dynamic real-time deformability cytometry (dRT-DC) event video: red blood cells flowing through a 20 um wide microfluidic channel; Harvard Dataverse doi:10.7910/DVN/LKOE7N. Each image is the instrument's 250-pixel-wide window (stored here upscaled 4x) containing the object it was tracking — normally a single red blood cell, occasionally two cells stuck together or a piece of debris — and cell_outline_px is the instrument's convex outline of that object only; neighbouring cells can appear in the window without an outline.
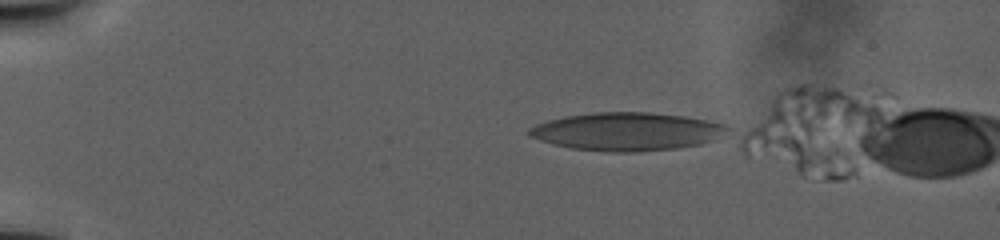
{"species": "human", "species_latin": "Homo sapiens", "temperature_condition": "warm", "stored_images_in_passage": 130, "camera_frame_rate_fps": 3000, "um_per_image_px": 0.085, "donor": {"sex": "male"}, "frame": {"image": 1, "passage_image": 1, "time_ms": 0.0, "image_size_px": [1000, 240], "cell_outline_px": [[728, 128], [712, 140], [700, 144], [676, 148], [636, 152], [604, 152], [572, 148], [552, 144], [528, 136], [524, 132], [528, 128], [536, 124], [548, 120], [564, 116], [596, 112], [648, 112], [684, 116], [708, 120], [724, 124]], "centroid_in_image_um": [53.19, 11.18], "position_along_channel_um": 31.8, "area_um2": 43.99}}
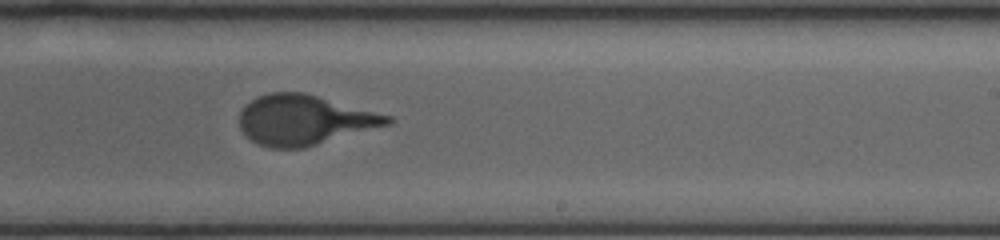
{"frame": {"image": 2, "passage_image": 86, "time_ms": 18.333, "image_size_px": [1000, 240], "cell_outline_px": [[396, 120], [392, 124], [304, 148], [272, 148], [256, 144], [240, 128], [240, 112], [252, 100], [260, 96], [272, 92], [304, 92], [392, 116]], "centroid_in_image_um": [25.92, 10.21], "position_along_channel_um": 263.1, "area_um2": 43.0}}
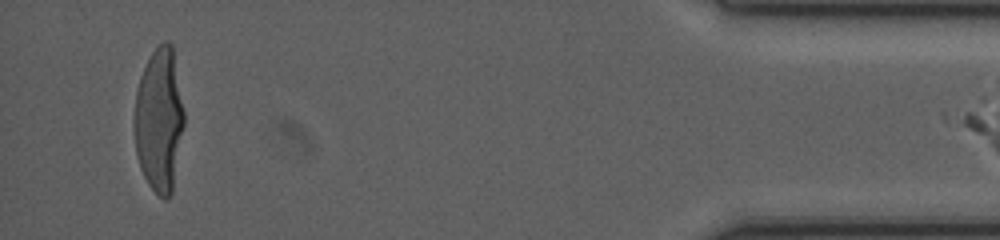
{"frame": {"image": 3, "passage_image": 128, "time_ms": 31.0, "image_size_px": [1000, 240], "cell_outline_px": [[184, 124], [172, 192], [168, 200], [164, 200], [148, 184], [140, 168], [136, 152], [132, 128], [132, 124], [136, 92], [140, 76], [152, 52], [164, 40], [168, 40], [172, 44], [184, 112]], "centroid_in_image_um": [13.51, 10.21], "position_along_channel_um": 421.7, "area_um2": 41.96}}